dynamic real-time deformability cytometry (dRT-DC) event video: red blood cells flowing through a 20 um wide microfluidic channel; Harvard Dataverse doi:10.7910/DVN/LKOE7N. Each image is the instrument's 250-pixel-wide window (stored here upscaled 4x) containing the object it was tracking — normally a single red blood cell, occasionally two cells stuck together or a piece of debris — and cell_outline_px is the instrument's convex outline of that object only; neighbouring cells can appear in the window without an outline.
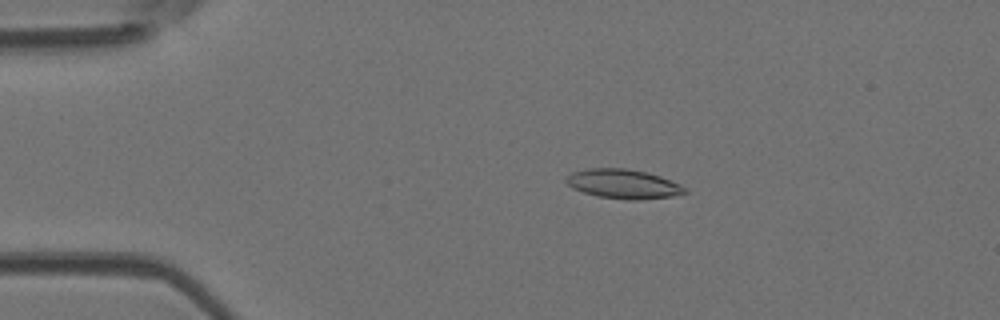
{"species": "Egyptian fruit bat (a non-hibernating species)", "species_latin": "Rousettus aegyptiacus", "temperature_condition": "room temperature", "stored_images_in_passage": 52, "camera_frame_rate_fps": 3000, "um_per_image_px": 0.085, "animal": {"sex": "female"}, "frame": {"image": 1, "passage_image": 10, "time_ms": 3.0, "image_size_px": [1000, 320], "cell_outline_px": [[688, 192], [672, 196], [636, 200], [628, 200], [596, 196], [572, 188], [564, 180], [572, 172], [588, 168], [624, 168], [648, 172], [660, 176], [680, 184], [688, 188]], "centroid_in_image_um": [52.99, 15.63], "position_along_channel_um": 32.0, "area_um2": 20.35}}
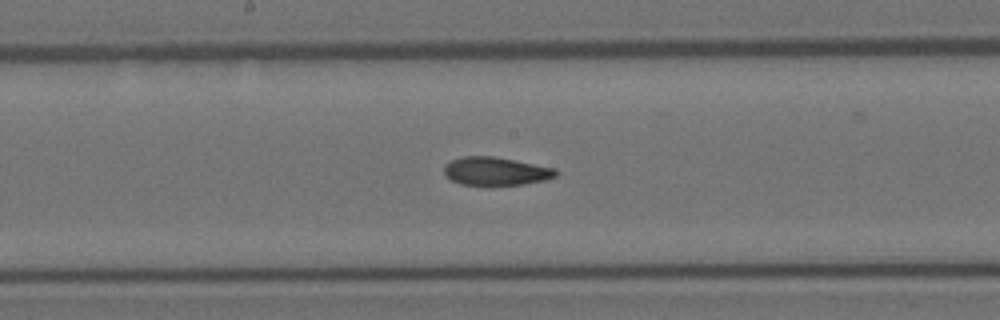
{"frame": {"image": 2, "passage_image": 27, "time_ms": 8.667, "image_size_px": [1000, 320], "cell_outline_px": [[560, 172], [556, 176], [544, 180], [524, 184], [492, 188], [460, 184], [444, 176], [444, 164], [460, 156], [492, 156], [556, 168]], "centroid_in_image_um": [42.11, 14.6], "position_along_channel_um": 206.1, "area_um2": 19.19}}
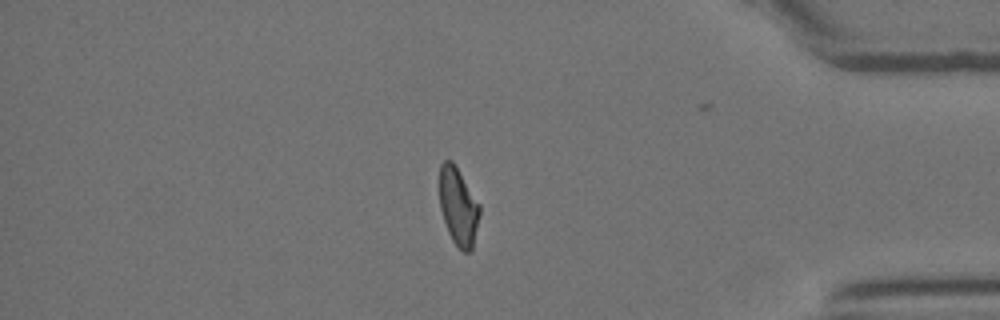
{"frame": {"image": 3, "passage_image": 44, "time_ms": 14.333, "image_size_px": [1000, 320], "cell_outline_px": [[480, 212], [472, 248], [468, 252], [464, 252], [452, 240], [448, 232], [440, 208], [440, 164], [444, 160], [452, 160], [480, 204]], "centroid_in_image_um": [38.95, 17.53], "position_along_channel_um": 396.2, "area_um2": 17.92}, "authors_computed_cell_mechanics": {"area_um2": 19.1029, "velocity_mm_per_s": 3.9138, "shape_relaxation_time_tau1_ms": null, "shape_relaxation_time_tau2_ms": 2.1641, "deformation_change_tau1": null, "deformation_change_tau2": 0.0911}}